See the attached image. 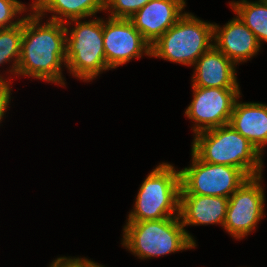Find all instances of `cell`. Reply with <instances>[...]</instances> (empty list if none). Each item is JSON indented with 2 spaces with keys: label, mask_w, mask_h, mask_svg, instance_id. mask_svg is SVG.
I'll return each instance as SVG.
<instances>
[{
  "label": "cell",
  "mask_w": 267,
  "mask_h": 267,
  "mask_svg": "<svg viewBox=\"0 0 267 267\" xmlns=\"http://www.w3.org/2000/svg\"><path fill=\"white\" fill-rule=\"evenodd\" d=\"M50 267H79V258L58 257Z\"/></svg>",
  "instance_id": "obj_22"
},
{
  "label": "cell",
  "mask_w": 267,
  "mask_h": 267,
  "mask_svg": "<svg viewBox=\"0 0 267 267\" xmlns=\"http://www.w3.org/2000/svg\"><path fill=\"white\" fill-rule=\"evenodd\" d=\"M23 18L18 75L64 85L61 64L66 65V23L49 20L42 26L35 11Z\"/></svg>",
  "instance_id": "obj_1"
},
{
  "label": "cell",
  "mask_w": 267,
  "mask_h": 267,
  "mask_svg": "<svg viewBox=\"0 0 267 267\" xmlns=\"http://www.w3.org/2000/svg\"><path fill=\"white\" fill-rule=\"evenodd\" d=\"M80 20H71L76 26L70 29L69 37L66 27V66L75 77L90 81L101 71L110 69L104 53L103 20Z\"/></svg>",
  "instance_id": "obj_6"
},
{
  "label": "cell",
  "mask_w": 267,
  "mask_h": 267,
  "mask_svg": "<svg viewBox=\"0 0 267 267\" xmlns=\"http://www.w3.org/2000/svg\"><path fill=\"white\" fill-rule=\"evenodd\" d=\"M191 167L180 170V195L229 198L248 178L239 168L202 161L192 151Z\"/></svg>",
  "instance_id": "obj_7"
},
{
  "label": "cell",
  "mask_w": 267,
  "mask_h": 267,
  "mask_svg": "<svg viewBox=\"0 0 267 267\" xmlns=\"http://www.w3.org/2000/svg\"><path fill=\"white\" fill-rule=\"evenodd\" d=\"M213 40L215 42L213 46L235 64L250 59L261 47L255 34L238 16L223 28L214 24Z\"/></svg>",
  "instance_id": "obj_12"
},
{
  "label": "cell",
  "mask_w": 267,
  "mask_h": 267,
  "mask_svg": "<svg viewBox=\"0 0 267 267\" xmlns=\"http://www.w3.org/2000/svg\"><path fill=\"white\" fill-rule=\"evenodd\" d=\"M231 6L239 19L255 34L260 46L263 40L267 42V4L260 0H241L231 2Z\"/></svg>",
  "instance_id": "obj_17"
},
{
  "label": "cell",
  "mask_w": 267,
  "mask_h": 267,
  "mask_svg": "<svg viewBox=\"0 0 267 267\" xmlns=\"http://www.w3.org/2000/svg\"><path fill=\"white\" fill-rule=\"evenodd\" d=\"M229 198L205 195H180L179 216L186 225L224 226Z\"/></svg>",
  "instance_id": "obj_14"
},
{
  "label": "cell",
  "mask_w": 267,
  "mask_h": 267,
  "mask_svg": "<svg viewBox=\"0 0 267 267\" xmlns=\"http://www.w3.org/2000/svg\"><path fill=\"white\" fill-rule=\"evenodd\" d=\"M26 7L17 0H0V29L18 25L23 17L14 22V16L25 11Z\"/></svg>",
  "instance_id": "obj_20"
},
{
  "label": "cell",
  "mask_w": 267,
  "mask_h": 267,
  "mask_svg": "<svg viewBox=\"0 0 267 267\" xmlns=\"http://www.w3.org/2000/svg\"><path fill=\"white\" fill-rule=\"evenodd\" d=\"M22 36L23 20L16 26L0 29V64L13 59V68L10 72H14L15 75L20 59Z\"/></svg>",
  "instance_id": "obj_18"
},
{
  "label": "cell",
  "mask_w": 267,
  "mask_h": 267,
  "mask_svg": "<svg viewBox=\"0 0 267 267\" xmlns=\"http://www.w3.org/2000/svg\"><path fill=\"white\" fill-rule=\"evenodd\" d=\"M192 151L204 162L239 168L248 178L262 175V154L230 124L195 134Z\"/></svg>",
  "instance_id": "obj_2"
},
{
  "label": "cell",
  "mask_w": 267,
  "mask_h": 267,
  "mask_svg": "<svg viewBox=\"0 0 267 267\" xmlns=\"http://www.w3.org/2000/svg\"><path fill=\"white\" fill-rule=\"evenodd\" d=\"M79 267H103V266L95 263L94 261L85 258H79Z\"/></svg>",
  "instance_id": "obj_23"
},
{
  "label": "cell",
  "mask_w": 267,
  "mask_h": 267,
  "mask_svg": "<svg viewBox=\"0 0 267 267\" xmlns=\"http://www.w3.org/2000/svg\"><path fill=\"white\" fill-rule=\"evenodd\" d=\"M104 53L107 66L112 69L145 53L151 56V45L136 30L130 19L112 18L103 21Z\"/></svg>",
  "instance_id": "obj_10"
},
{
  "label": "cell",
  "mask_w": 267,
  "mask_h": 267,
  "mask_svg": "<svg viewBox=\"0 0 267 267\" xmlns=\"http://www.w3.org/2000/svg\"><path fill=\"white\" fill-rule=\"evenodd\" d=\"M261 2L267 4V0H260Z\"/></svg>",
  "instance_id": "obj_24"
},
{
  "label": "cell",
  "mask_w": 267,
  "mask_h": 267,
  "mask_svg": "<svg viewBox=\"0 0 267 267\" xmlns=\"http://www.w3.org/2000/svg\"><path fill=\"white\" fill-rule=\"evenodd\" d=\"M235 63L212 46L195 62L192 87L239 89Z\"/></svg>",
  "instance_id": "obj_13"
},
{
  "label": "cell",
  "mask_w": 267,
  "mask_h": 267,
  "mask_svg": "<svg viewBox=\"0 0 267 267\" xmlns=\"http://www.w3.org/2000/svg\"><path fill=\"white\" fill-rule=\"evenodd\" d=\"M31 9L41 17L44 12H54L49 20L66 23L105 10V0H35Z\"/></svg>",
  "instance_id": "obj_16"
},
{
  "label": "cell",
  "mask_w": 267,
  "mask_h": 267,
  "mask_svg": "<svg viewBox=\"0 0 267 267\" xmlns=\"http://www.w3.org/2000/svg\"><path fill=\"white\" fill-rule=\"evenodd\" d=\"M240 89L193 87V100L185 115L195 122L194 134L227 125Z\"/></svg>",
  "instance_id": "obj_9"
},
{
  "label": "cell",
  "mask_w": 267,
  "mask_h": 267,
  "mask_svg": "<svg viewBox=\"0 0 267 267\" xmlns=\"http://www.w3.org/2000/svg\"><path fill=\"white\" fill-rule=\"evenodd\" d=\"M8 81H5L2 76H0V121L4 116L6 109L8 108L10 102V85Z\"/></svg>",
  "instance_id": "obj_21"
},
{
  "label": "cell",
  "mask_w": 267,
  "mask_h": 267,
  "mask_svg": "<svg viewBox=\"0 0 267 267\" xmlns=\"http://www.w3.org/2000/svg\"><path fill=\"white\" fill-rule=\"evenodd\" d=\"M180 189V170L176 171L168 163L160 164L141 184L135 207L129 214L128 222L175 217V211V215L179 216Z\"/></svg>",
  "instance_id": "obj_4"
},
{
  "label": "cell",
  "mask_w": 267,
  "mask_h": 267,
  "mask_svg": "<svg viewBox=\"0 0 267 267\" xmlns=\"http://www.w3.org/2000/svg\"><path fill=\"white\" fill-rule=\"evenodd\" d=\"M261 176L247 178L229 197L223 228L236 239L248 235L264 215L265 196L260 185Z\"/></svg>",
  "instance_id": "obj_8"
},
{
  "label": "cell",
  "mask_w": 267,
  "mask_h": 267,
  "mask_svg": "<svg viewBox=\"0 0 267 267\" xmlns=\"http://www.w3.org/2000/svg\"><path fill=\"white\" fill-rule=\"evenodd\" d=\"M185 6V0H150L130 20L152 46L184 14Z\"/></svg>",
  "instance_id": "obj_11"
},
{
  "label": "cell",
  "mask_w": 267,
  "mask_h": 267,
  "mask_svg": "<svg viewBox=\"0 0 267 267\" xmlns=\"http://www.w3.org/2000/svg\"><path fill=\"white\" fill-rule=\"evenodd\" d=\"M229 124L263 153L267 144V105L236 100Z\"/></svg>",
  "instance_id": "obj_15"
},
{
  "label": "cell",
  "mask_w": 267,
  "mask_h": 267,
  "mask_svg": "<svg viewBox=\"0 0 267 267\" xmlns=\"http://www.w3.org/2000/svg\"><path fill=\"white\" fill-rule=\"evenodd\" d=\"M150 0H105V10L111 12L112 18L130 19Z\"/></svg>",
  "instance_id": "obj_19"
},
{
  "label": "cell",
  "mask_w": 267,
  "mask_h": 267,
  "mask_svg": "<svg viewBox=\"0 0 267 267\" xmlns=\"http://www.w3.org/2000/svg\"><path fill=\"white\" fill-rule=\"evenodd\" d=\"M184 13L152 46L151 57L184 65H194L213 43L214 24ZM211 40V41H210Z\"/></svg>",
  "instance_id": "obj_5"
},
{
  "label": "cell",
  "mask_w": 267,
  "mask_h": 267,
  "mask_svg": "<svg viewBox=\"0 0 267 267\" xmlns=\"http://www.w3.org/2000/svg\"><path fill=\"white\" fill-rule=\"evenodd\" d=\"M122 245L140 259L167 255L196 246L193 237L180 221V216L161 220L127 222Z\"/></svg>",
  "instance_id": "obj_3"
}]
</instances>
